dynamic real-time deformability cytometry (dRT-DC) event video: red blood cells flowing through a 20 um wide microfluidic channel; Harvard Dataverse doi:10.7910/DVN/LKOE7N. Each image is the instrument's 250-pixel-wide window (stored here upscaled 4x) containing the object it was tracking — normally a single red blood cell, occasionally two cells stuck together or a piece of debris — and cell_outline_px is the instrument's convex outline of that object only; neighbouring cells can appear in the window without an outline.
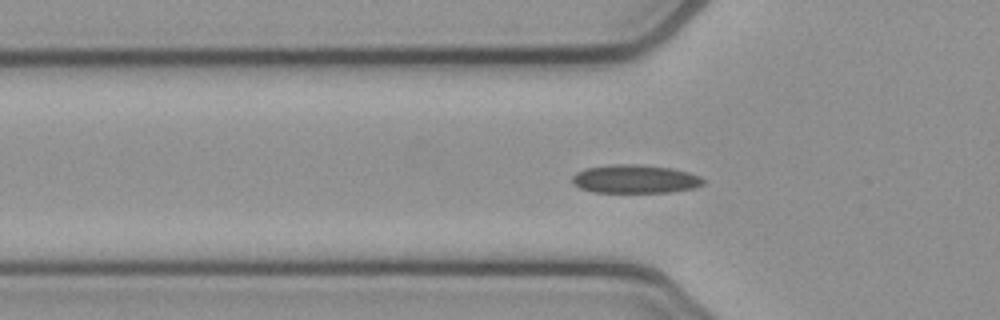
{"species": "common noctule bat (a hibernating species)", "species_latin": "Nyctalus noctula", "temperature_condition": "cold", "stored_images_in_passage": 40, "camera_frame_rate_fps": 3000, "um_per_image_px": 0.085, "animal": {"sex": "female", "body_mass_g": 21.9}, "frame": {"image": 1, "passage_image": 3, "time_ms": 0.667, "image_size_px": [1000, 320], "cell_outline_px": [[704, 184], [696, 188], [672, 192], [592, 192], [580, 188], [572, 184], [572, 176], [576, 172], [584, 168], [608, 164], [644, 164], [672, 168], [688, 172], [700, 176], [704, 180]], "centroid_in_image_um": [53.97, 15.21], "position_along_channel_um": 71.8, "area_um2": 22.14}}
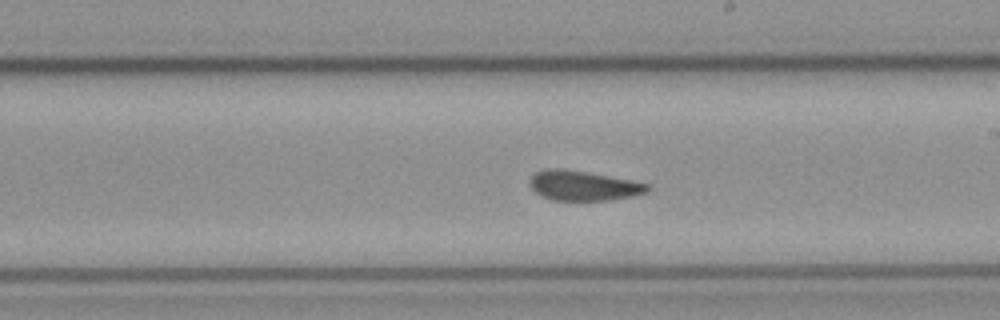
{"frame": {"image": 2, "passage_image": 16, "time_ms": 5.0, "image_size_px": [1000, 320], "cell_outline_px": [[648, 192], [632, 196], [608, 200], [552, 200], [540, 196], [528, 184], [528, 180], [536, 172], [548, 168], [560, 168], [588, 172], [632, 180], [648, 184]], "centroid_in_image_um": [49.54, 15.77], "position_along_channel_um": 239.5, "area_um2": 20.46}}
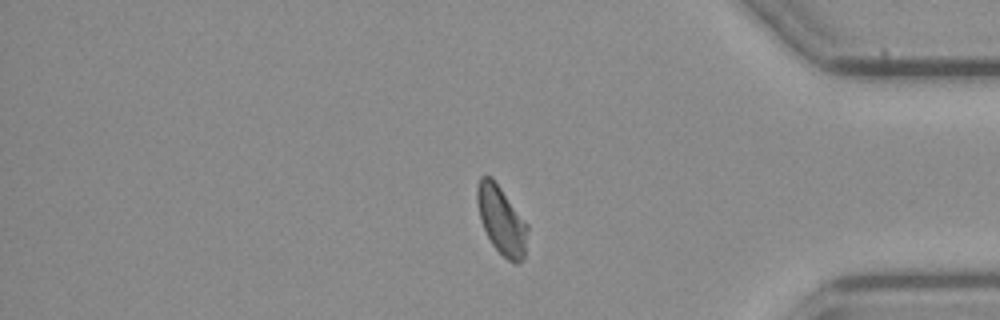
{"frame": {"image": 3, "passage_image": 30, "time_ms": 9.667, "image_size_px": [1000, 320], "cell_outline_px": [[528, 228], [524, 260], [520, 264], [516, 264], [508, 260], [492, 244], [480, 220], [476, 200], [476, 188], [480, 176], [492, 176], [528, 224]], "centroid_in_image_um": [42.63, 18.71], "position_along_channel_um": 392.6, "area_um2": 20.17}, "authors_computed_cell_mechanics": {"area_um2": 20.6924, "velocity_mm_per_s": 3.8468, "shape_relaxation_time_tau1_ms": null, "shape_relaxation_time_tau2_ms": 2.4121, "deformation_change_tau1": null, "deformation_change_tau2": 0.0635}}